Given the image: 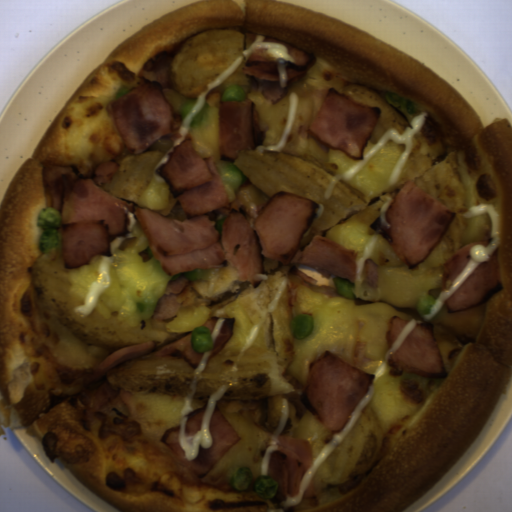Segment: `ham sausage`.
I'll return each instance as SVG.
<instances>
[{
    "mask_svg": "<svg viewBox=\"0 0 512 512\" xmlns=\"http://www.w3.org/2000/svg\"><path fill=\"white\" fill-rule=\"evenodd\" d=\"M392 356L400 370L422 377L447 378L449 374L434 334V323H416Z\"/></svg>",
    "mask_w": 512,
    "mask_h": 512,
    "instance_id": "ab48bc3b",
    "label": "ham sausage"
},
{
    "mask_svg": "<svg viewBox=\"0 0 512 512\" xmlns=\"http://www.w3.org/2000/svg\"><path fill=\"white\" fill-rule=\"evenodd\" d=\"M408 322L409 320L402 319L395 314L389 318L387 329L385 332L386 345L388 351L396 342V340L401 336Z\"/></svg>",
    "mask_w": 512,
    "mask_h": 512,
    "instance_id": "0ce378e6",
    "label": "ham sausage"
},
{
    "mask_svg": "<svg viewBox=\"0 0 512 512\" xmlns=\"http://www.w3.org/2000/svg\"><path fill=\"white\" fill-rule=\"evenodd\" d=\"M105 108L113 115L127 150L136 156L168 133L170 137H182L178 132L182 115L175 113L156 80L140 76L137 86Z\"/></svg>",
    "mask_w": 512,
    "mask_h": 512,
    "instance_id": "ce85e706",
    "label": "ham sausage"
},
{
    "mask_svg": "<svg viewBox=\"0 0 512 512\" xmlns=\"http://www.w3.org/2000/svg\"><path fill=\"white\" fill-rule=\"evenodd\" d=\"M201 296L183 274L169 280L163 295L158 299L153 318L165 321L174 318L181 310L194 305Z\"/></svg>",
    "mask_w": 512,
    "mask_h": 512,
    "instance_id": "6d1c0784",
    "label": "ham sausage"
},
{
    "mask_svg": "<svg viewBox=\"0 0 512 512\" xmlns=\"http://www.w3.org/2000/svg\"><path fill=\"white\" fill-rule=\"evenodd\" d=\"M278 443L279 448L270 455L268 476L277 483L281 493L297 495L302 478L313 463L312 443L280 434Z\"/></svg>",
    "mask_w": 512,
    "mask_h": 512,
    "instance_id": "eed9f8ab",
    "label": "ham sausage"
},
{
    "mask_svg": "<svg viewBox=\"0 0 512 512\" xmlns=\"http://www.w3.org/2000/svg\"><path fill=\"white\" fill-rule=\"evenodd\" d=\"M168 158L155 171L179 201L183 220L138 207L105 191L119 172L115 161L95 170L82 159L51 153L41 160L45 209L61 215V252L65 269L90 265L94 256H111V241L129 233L132 213L148 239L153 257L167 274L218 267L225 260L238 270V282L262 280L264 259L291 265L287 274L311 284L318 280L302 272L307 266L322 274L354 284L358 252L339 242L312 236L301 249L305 234L321 208L315 200L278 191L258 205L254 228L242 212L229 213L221 235L208 212L229 207L227 194L213 155L195 152L190 134L166 152ZM130 212V213H129Z\"/></svg>",
    "mask_w": 512,
    "mask_h": 512,
    "instance_id": "0cea0756",
    "label": "ham sausage"
},
{
    "mask_svg": "<svg viewBox=\"0 0 512 512\" xmlns=\"http://www.w3.org/2000/svg\"><path fill=\"white\" fill-rule=\"evenodd\" d=\"M263 41L282 43L287 47L289 54L296 61L288 62L286 64V72L288 76L287 86L304 78L310 68L316 65L317 57L315 53L266 36Z\"/></svg>",
    "mask_w": 512,
    "mask_h": 512,
    "instance_id": "117e0f14",
    "label": "ham sausage"
},
{
    "mask_svg": "<svg viewBox=\"0 0 512 512\" xmlns=\"http://www.w3.org/2000/svg\"><path fill=\"white\" fill-rule=\"evenodd\" d=\"M236 317H225L220 328L219 335L214 343L212 354L208 362L216 356L234 336V322ZM207 362V363H208Z\"/></svg>",
    "mask_w": 512,
    "mask_h": 512,
    "instance_id": "afe2ae14",
    "label": "ham sausage"
},
{
    "mask_svg": "<svg viewBox=\"0 0 512 512\" xmlns=\"http://www.w3.org/2000/svg\"><path fill=\"white\" fill-rule=\"evenodd\" d=\"M380 113L379 106L356 102L334 87L328 88L307 133L321 145L357 160L364 159Z\"/></svg>",
    "mask_w": 512,
    "mask_h": 512,
    "instance_id": "589cc3d0",
    "label": "ham sausage"
},
{
    "mask_svg": "<svg viewBox=\"0 0 512 512\" xmlns=\"http://www.w3.org/2000/svg\"><path fill=\"white\" fill-rule=\"evenodd\" d=\"M456 214L408 180L385 214L391 227L382 226L380 214L369 228L381 235L400 261L412 270L419 268L432 253Z\"/></svg>",
    "mask_w": 512,
    "mask_h": 512,
    "instance_id": "77c602ba",
    "label": "ham sausage"
},
{
    "mask_svg": "<svg viewBox=\"0 0 512 512\" xmlns=\"http://www.w3.org/2000/svg\"><path fill=\"white\" fill-rule=\"evenodd\" d=\"M207 403L208 401L200 409L190 412L184 427L185 435L194 436L195 434L200 432L203 423L204 411L207 406Z\"/></svg>",
    "mask_w": 512,
    "mask_h": 512,
    "instance_id": "c304c01c",
    "label": "ham sausage"
},
{
    "mask_svg": "<svg viewBox=\"0 0 512 512\" xmlns=\"http://www.w3.org/2000/svg\"><path fill=\"white\" fill-rule=\"evenodd\" d=\"M152 352H156L158 356L181 357L194 369L204 355L195 351L192 345V333L161 347L149 340L112 351L82 381L86 386L102 380L113 367Z\"/></svg>",
    "mask_w": 512,
    "mask_h": 512,
    "instance_id": "ac5e5bae",
    "label": "ham sausage"
},
{
    "mask_svg": "<svg viewBox=\"0 0 512 512\" xmlns=\"http://www.w3.org/2000/svg\"><path fill=\"white\" fill-rule=\"evenodd\" d=\"M218 318H219V317H216V316H215V317H210V318H209V319H208V320L203 324L205 327H207V328L209 329V331H210V333H211V334H212V332H213V329H214V327H215V324H216V322H217Z\"/></svg>",
    "mask_w": 512,
    "mask_h": 512,
    "instance_id": "135549c1",
    "label": "ham sausage"
},
{
    "mask_svg": "<svg viewBox=\"0 0 512 512\" xmlns=\"http://www.w3.org/2000/svg\"><path fill=\"white\" fill-rule=\"evenodd\" d=\"M267 133L260 129L256 103L244 100H220L218 109V149L220 160L235 162L242 150H256Z\"/></svg>",
    "mask_w": 512,
    "mask_h": 512,
    "instance_id": "57e86f06",
    "label": "ham sausage"
},
{
    "mask_svg": "<svg viewBox=\"0 0 512 512\" xmlns=\"http://www.w3.org/2000/svg\"><path fill=\"white\" fill-rule=\"evenodd\" d=\"M241 70L248 85L256 91L260 83L269 85L263 88L261 93L264 99H270L271 105L285 98L287 90L281 88L278 68L275 62L267 57V48L252 51Z\"/></svg>",
    "mask_w": 512,
    "mask_h": 512,
    "instance_id": "a81762f6",
    "label": "ham sausage"
},
{
    "mask_svg": "<svg viewBox=\"0 0 512 512\" xmlns=\"http://www.w3.org/2000/svg\"><path fill=\"white\" fill-rule=\"evenodd\" d=\"M211 446L199 445L195 460L189 461L179 442L180 424L163 432L160 441L168 446L177 459L200 479L210 472L239 438V433L215 404L209 424Z\"/></svg>",
    "mask_w": 512,
    "mask_h": 512,
    "instance_id": "ea8fd365",
    "label": "ham sausage"
},
{
    "mask_svg": "<svg viewBox=\"0 0 512 512\" xmlns=\"http://www.w3.org/2000/svg\"><path fill=\"white\" fill-rule=\"evenodd\" d=\"M504 290L498 247L488 262H481L463 284L444 302L448 312L460 311L485 303Z\"/></svg>",
    "mask_w": 512,
    "mask_h": 512,
    "instance_id": "f1c5a019",
    "label": "ham sausage"
},
{
    "mask_svg": "<svg viewBox=\"0 0 512 512\" xmlns=\"http://www.w3.org/2000/svg\"><path fill=\"white\" fill-rule=\"evenodd\" d=\"M492 241L493 240L491 238L480 242H471L450 256L442 264V291L447 288L448 279L452 282L468 264L471 258V247L474 245H485L487 248Z\"/></svg>",
    "mask_w": 512,
    "mask_h": 512,
    "instance_id": "c17bf3cf",
    "label": "ham sausage"
},
{
    "mask_svg": "<svg viewBox=\"0 0 512 512\" xmlns=\"http://www.w3.org/2000/svg\"><path fill=\"white\" fill-rule=\"evenodd\" d=\"M374 377L328 349L309 362L299 394L305 407L333 433L346 425Z\"/></svg>",
    "mask_w": 512,
    "mask_h": 512,
    "instance_id": "b0c6462f",
    "label": "ham sausage"
},
{
    "mask_svg": "<svg viewBox=\"0 0 512 512\" xmlns=\"http://www.w3.org/2000/svg\"><path fill=\"white\" fill-rule=\"evenodd\" d=\"M244 34H245L246 38H248L252 42L256 39V34H249V33H244Z\"/></svg>",
    "mask_w": 512,
    "mask_h": 512,
    "instance_id": "6f79c115",
    "label": "ham sausage"
}]
</instances>
